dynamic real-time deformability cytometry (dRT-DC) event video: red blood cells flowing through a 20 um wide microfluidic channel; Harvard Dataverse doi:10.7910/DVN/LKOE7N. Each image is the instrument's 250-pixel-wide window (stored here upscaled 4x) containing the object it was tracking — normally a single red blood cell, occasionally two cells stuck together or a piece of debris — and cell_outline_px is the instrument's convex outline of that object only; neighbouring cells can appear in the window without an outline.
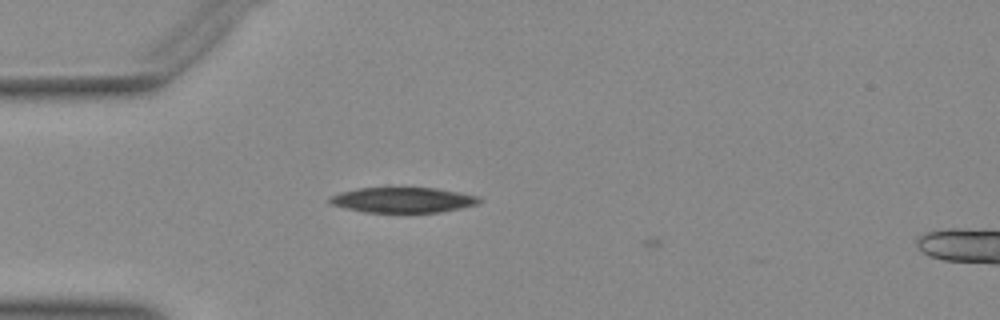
{"species": "Egyptian fruit bat (a non-hibernating species)", "species_latin": "Rousettus aegyptiacus", "temperature_condition": "warm", "stored_images_in_passage": 2, "camera_frame_rate_fps": 3000, "um_per_image_px": 0.085, "animal": {"sex": "female"}, "frame": {"image": 1, "passage_image": 1, "time_ms": 0.0, "image_size_px": [1000, 320], "cell_outline_px": [[480, 200], [476, 204], [460, 208], [440, 212], [364, 212], [332, 204], [328, 200], [328, 196], [340, 192], [356, 188], [436, 188], [460, 192], [480, 196]], "centroid_in_image_um": [34.24, 16.99], "position_along_channel_um": 50.8, "area_um2": 21.91}}